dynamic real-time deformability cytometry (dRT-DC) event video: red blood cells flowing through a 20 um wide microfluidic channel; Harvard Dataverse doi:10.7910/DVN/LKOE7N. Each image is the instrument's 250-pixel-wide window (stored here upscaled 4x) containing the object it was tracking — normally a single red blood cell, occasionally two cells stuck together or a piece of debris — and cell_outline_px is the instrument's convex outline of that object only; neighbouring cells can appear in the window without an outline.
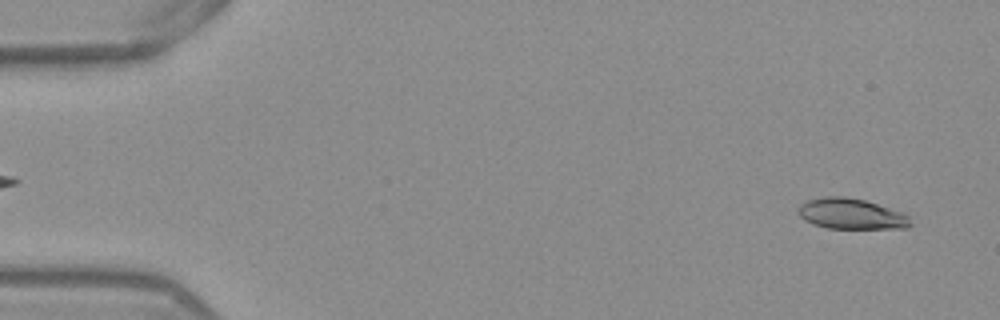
{"species": "Egyptian fruit bat (a non-hibernating species)", "species_latin": "Rousettus aegyptiacus", "temperature_condition": "warm", "stored_images_in_passage": 52, "camera_frame_rate_fps": 3000, "um_per_image_px": 0.085, "frame": {"image": 1, "passage_image": 3, "time_ms": 0.667, "image_size_px": [1000, 320], "cell_outline_px": [[912, 224], [908, 228], [828, 228], [812, 224], [804, 220], [800, 216], [800, 204], [808, 200], [824, 196], [844, 196], [864, 200], [900, 212], [908, 216]], "centroid_in_image_um": [72.34, 18.18], "position_along_channel_um": 12.7, "area_um2": 19.77}}
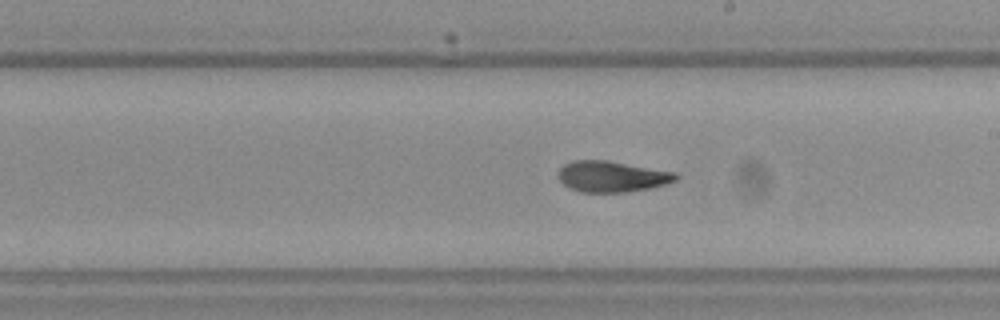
{"frame": {"image": 2, "passage_image": 30, "time_ms": 9.667, "image_size_px": [1000, 320], "cell_outline_px": [[680, 176], [676, 180], [664, 184], [648, 188], [624, 192], [580, 192], [564, 184], [556, 176], [556, 172], [564, 164], [572, 160], [608, 160], [676, 172]], "centroid_in_image_um": [51.98, 14.98], "position_along_channel_um": 237.0, "area_um2": 21.27}}
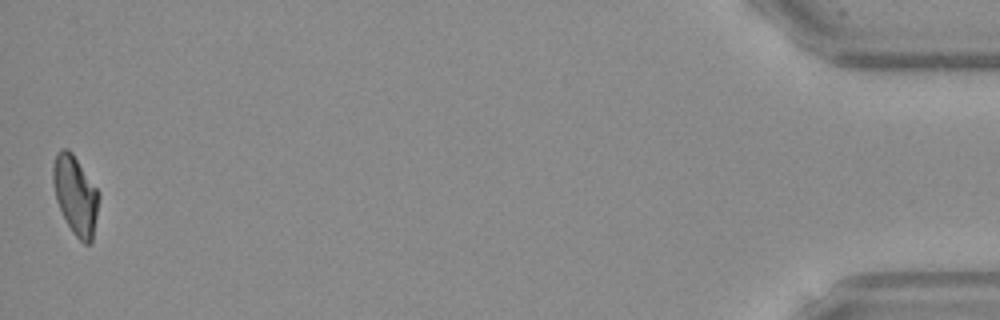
{"frame": {"image": 3, "passage_image": 52, "time_ms": 17.0, "image_size_px": [1000, 320], "cell_outline_px": [[100, 196], [92, 244], [84, 244], [72, 232], [56, 200], [52, 180], [52, 168], [56, 152], [60, 148], [68, 148], [72, 152], [100, 192]], "centroid_in_image_um": [6.42, 16.57], "position_along_channel_um": 428.8, "area_um2": 21.27}, "authors_computed_cell_mechanics": {"area_um2": 21.2704, "velocity_mm_per_s": 3.8958, "shape_relaxation_time_tau1_ms": 7.5361, "shape_relaxation_time_tau2_ms": 2.4627, "deformation_change_tau1": 0.1962, "deformation_change_tau2": 0.0761}}